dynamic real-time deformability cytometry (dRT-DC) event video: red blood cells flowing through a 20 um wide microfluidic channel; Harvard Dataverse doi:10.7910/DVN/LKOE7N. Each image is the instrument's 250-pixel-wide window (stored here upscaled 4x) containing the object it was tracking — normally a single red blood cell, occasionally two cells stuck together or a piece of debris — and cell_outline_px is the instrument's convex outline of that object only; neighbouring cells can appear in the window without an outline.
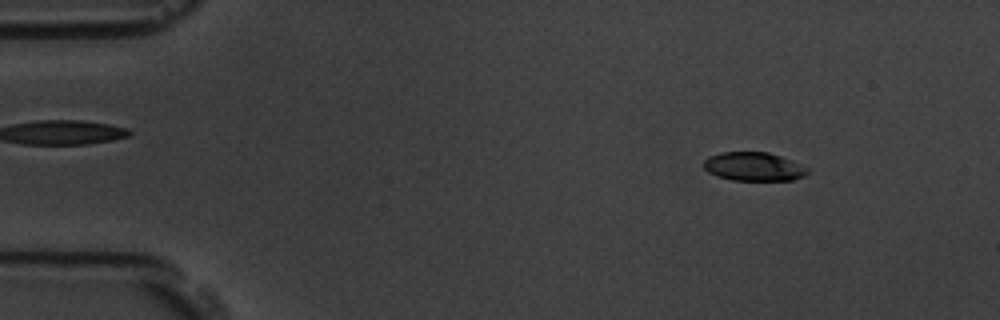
{"species": "common noctule bat (a hibernating species)", "species_latin": "Nyctalus noctula", "temperature_condition": "room temperature", "stored_images_in_passage": 5, "camera_frame_rate_fps": 3000, "um_per_image_px": 0.085, "animal": {"sex": "male", "body_mass_g": 19.5, "forearm_length_mm": 54.6}, "frame": {"image": 1, "passage_image": 2, "time_ms": 1.333, "image_size_px": [1000, 320], "cell_outline_px": [[808, 172], [804, 176], [792, 180], [732, 180], [716, 176], [708, 172], [704, 168], [704, 160], [708, 156], [720, 152], [768, 152], [792, 160], [808, 168]], "centroid_in_image_um": [64.05, 14.16], "position_along_channel_um": 21.0, "area_um2": 17.4}}
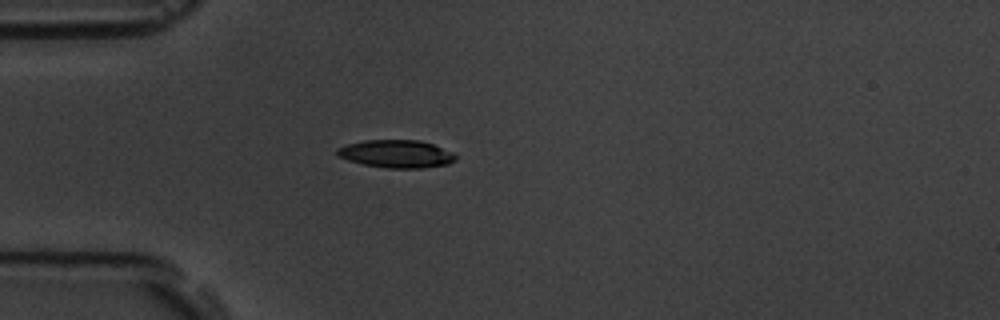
{"frame": {"image": 2, "passage_image": 4, "time_ms": 4.333, "image_size_px": [1000, 320], "cell_outline_px": [[456, 160], [448, 164], [420, 168], [388, 168], [364, 164], [348, 160], [336, 156], [336, 148], [348, 144], [364, 140], [420, 140], [432, 144], [452, 152], [456, 156]], "centroid_in_image_um": [33.67, 13.07], "position_along_channel_um": 51.3, "area_um2": 19.13}}